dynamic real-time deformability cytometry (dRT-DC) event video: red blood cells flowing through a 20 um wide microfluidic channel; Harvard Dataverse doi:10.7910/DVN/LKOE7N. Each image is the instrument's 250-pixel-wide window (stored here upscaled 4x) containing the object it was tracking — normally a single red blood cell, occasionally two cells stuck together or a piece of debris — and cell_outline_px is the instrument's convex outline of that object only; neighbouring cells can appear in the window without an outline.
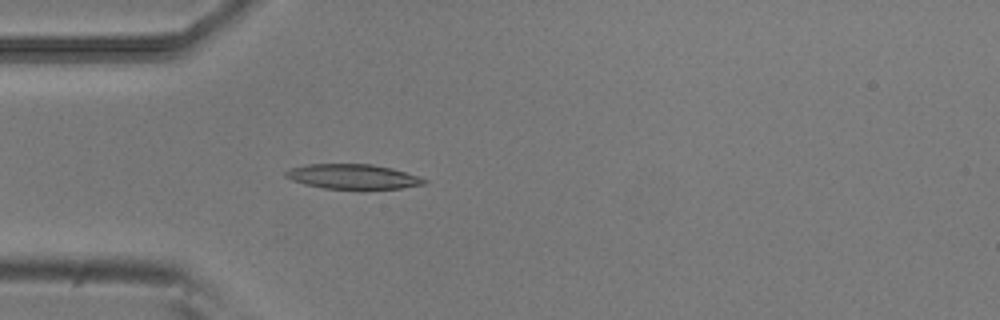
{"species": "common noctule bat (a hibernating species)", "species_latin": "Nyctalus noctula", "temperature_condition": "room temperature", "stored_images_in_passage": 25, "camera_frame_rate_fps": 3000, "um_per_image_px": 0.085, "animal": {"sex": "male", "body_mass_g": 20.5, "forearm_length_mm": 52.5}, "frame": {"image": 1, "passage_image": 7, "time_ms": 2.0, "image_size_px": [1000, 320], "cell_outline_px": [[428, 180], [424, 184], [400, 188], [364, 192], [360, 192], [324, 188], [304, 184], [292, 180], [284, 176], [284, 172], [292, 168], [308, 164], [372, 164], [392, 168], [420, 176]], "centroid_in_image_um": [30.04, 15.06], "position_along_channel_um": 55.0, "area_um2": 20.92}}
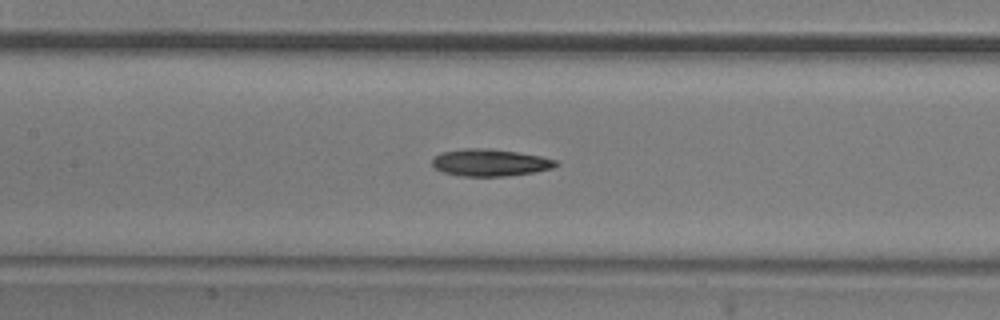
{"frame": {"image": 2, "passage_image": 16, "time_ms": 5.0, "image_size_px": [1000, 320], "cell_outline_px": [[560, 164], [552, 168], [536, 172], [504, 176], [460, 176], [444, 172], [436, 168], [432, 164], [432, 156], [440, 152], [464, 148], [488, 148], [516, 152], [540, 156], [556, 160]], "centroid_in_image_um": [41.63, 13.81], "position_along_channel_um": 165.8, "area_um2": 19.59}}
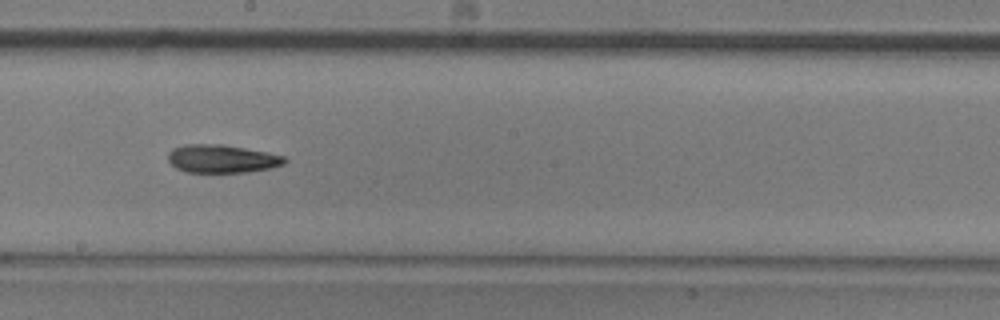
{"frame": {"image": 3, "passage_image": 21, "time_ms": 6.667, "image_size_px": [1000, 320], "cell_outline_px": [[288, 160], [284, 164], [272, 168], [244, 172], [188, 172], [176, 168], [168, 160], [168, 152], [172, 148], [184, 144], [224, 144], [268, 152], [284, 156]], "centroid_in_image_um": [18.87, 13.48], "position_along_channel_um": 229.3, "area_um2": 19.25}}